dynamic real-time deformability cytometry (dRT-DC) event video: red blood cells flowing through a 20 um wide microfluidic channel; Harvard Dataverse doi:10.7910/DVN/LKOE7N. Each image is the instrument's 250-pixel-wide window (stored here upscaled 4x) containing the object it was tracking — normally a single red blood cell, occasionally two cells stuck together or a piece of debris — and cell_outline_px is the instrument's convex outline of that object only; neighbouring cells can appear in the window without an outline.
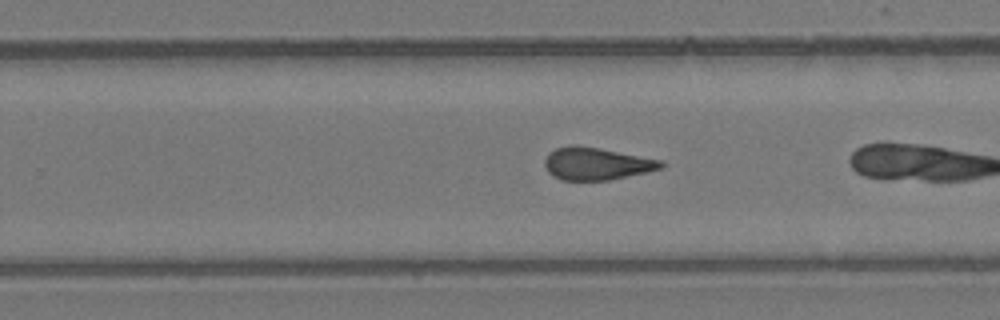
{"species": "common noctule bat (a hibernating species)", "species_latin": "Nyctalus noctula", "temperature_condition": "room temperature", "stored_images_in_passage": 23, "camera_frame_rate_fps": 3000, "um_per_image_px": 0.085, "animal": {"sex": "female", "body_mass_g": 24.6, "forearm_length_mm": 56.2}, "frame": {"image": 1, "passage_image": 17, "time_ms": 5.333, "image_size_px": [1000, 320], "cell_outline_px": [[664, 164], [660, 168], [648, 172], [608, 180], [560, 180], [552, 176], [548, 172], [544, 164], [544, 160], [548, 152], [556, 148], [572, 144], [576, 144], [600, 148], [660, 160]], "centroid_in_image_um": [50.63, 13.91], "position_along_channel_um": 279.2, "area_um2": 22.02}}
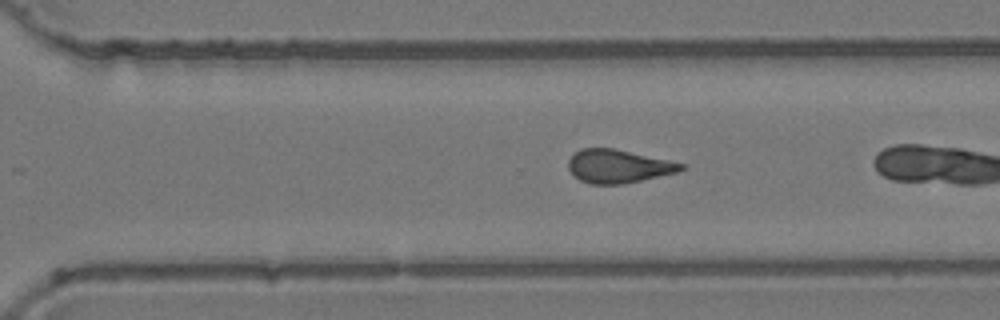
{"frame": {"image": 2, "passage_image": 20, "time_ms": 6.333, "image_size_px": [1000, 320], "cell_outline_px": [[684, 168], [676, 172], [624, 184], [588, 184], [580, 180], [568, 168], [568, 160], [580, 148], [612, 148], [668, 160], [684, 164]], "centroid_in_image_um": [52.51, 14.13], "position_along_channel_um": 318.1, "area_um2": 21.56}}